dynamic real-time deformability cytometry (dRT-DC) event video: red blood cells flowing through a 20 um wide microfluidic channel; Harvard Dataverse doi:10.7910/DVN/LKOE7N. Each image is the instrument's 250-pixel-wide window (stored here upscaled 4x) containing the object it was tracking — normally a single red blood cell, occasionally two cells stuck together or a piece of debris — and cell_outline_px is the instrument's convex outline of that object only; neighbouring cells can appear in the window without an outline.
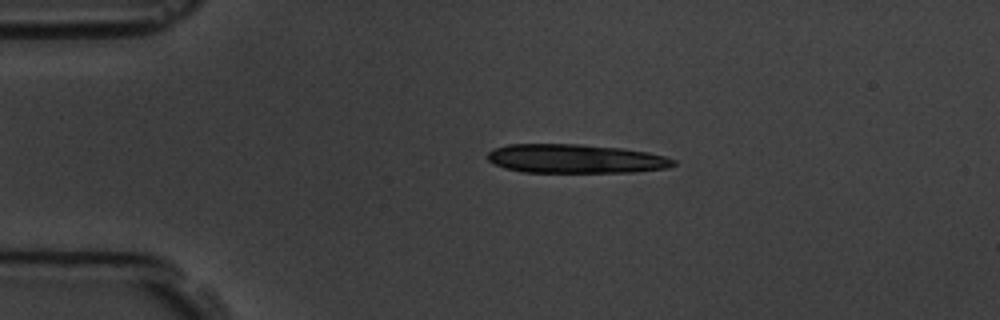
{"species": "common noctule bat (a hibernating species)", "species_latin": "Nyctalus noctula", "temperature_condition": "room temperature", "stored_images_in_passage": 5, "camera_frame_rate_fps": 3000, "um_per_image_px": 0.085, "animal": {"sex": "male", "body_mass_g": 19.5, "forearm_length_mm": 54.6}, "frame": {"image": 1, "passage_image": 3, "time_ms": 2.0, "image_size_px": [1000, 320], "cell_outline_px": [[676, 164], [668, 168], [632, 172], [524, 172], [504, 168], [492, 164], [488, 160], [488, 152], [496, 148], [508, 144], [580, 144], [624, 148], [648, 152], [664, 156], [676, 160]], "centroid_in_image_um": [48.93, 13.49], "position_along_channel_um": 36.1, "area_um2": 31.5}}
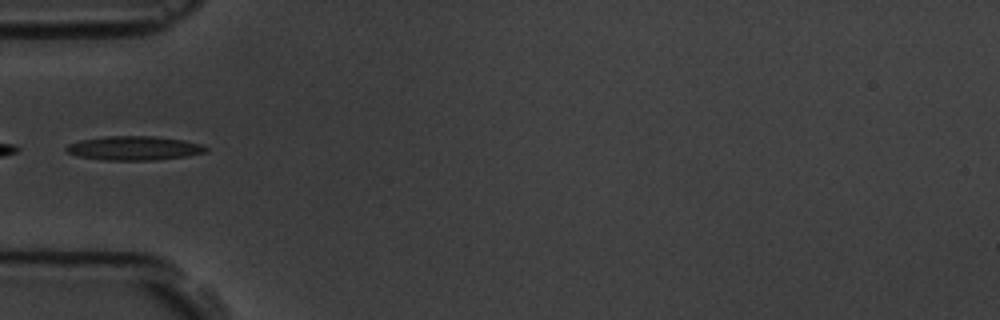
{"frame": {"image": 2, "passage_image": 5, "time_ms": 4.333, "image_size_px": [1000, 320], "cell_outline_px": [[208, 152], [188, 156], [156, 160], [100, 160], [76, 156], [68, 152], [64, 148], [68, 144], [80, 140], [104, 136], [152, 136], [184, 140], [200, 144], [208, 148]], "centroid_in_image_um": [11.39, 12.6], "position_along_channel_um": 73.6, "area_um2": 19.77}}